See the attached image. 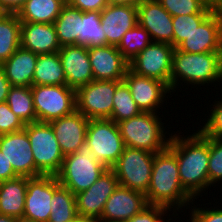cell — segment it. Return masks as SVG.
<instances>
[{
    "mask_svg": "<svg viewBox=\"0 0 222 222\" xmlns=\"http://www.w3.org/2000/svg\"><path fill=\"white\" fill-rule=\"evenodd\" d=\"M168 148L177 158L181 185L196 199L201 191L209 187L210 137L204 136L199 130L187 137L171 134Z\"/></svg>",
    "mask_w": 222,
    "mask_h": 222,
    "instance_id": "obj_1",
    "label": "cell"
},
{
    "mask_svg": "<svg viewBox=\"0 0 222 222\" xmlns=\"http://www.w3.org/2000/svg\"><path fill=\"white\" fill-rule=\"evenodd\" d=\"M145 195L148 205L173 208L175 214L176 210L188 209L187 205L193 203L194 198L181 185L177 158L168 147L154 155L151 181Z\"/></svg>",
    "mask_w": 222,
    "mask_h": 222,
    "instance_id": "obj_2",
    "label": "cell"
},
{
    "mask_svg": "<svg viewBox=\"0 0 222 222\" xmlns=\"http://www.w3.org/2000/svg\"><path fill=\"white\" fill-rule=\"evenodd\" d=\"M170 76L171 92L176 91L179 80L202 86L222 81L221 52L186 53L174 48Z\"/></svg>",
    "mask_w": 222,
    "mask_h": 222,
    "instance_id": "obj_3",
    "label": "cell"
},
{
    "mask_svg": "<svg viewBox=\"0 0 222 222\" xmlns=\"http://www.w3.org/2000/svg\"><path fill=\"white\" fill-rule=\"evenodd\" d=\"M161 121L156 113L141 112L117 124L126 147L157 153L166 149L171 139L165 137Z\"/></svg>",
    "mask_w": 222,
    "mask_h": 222,
    "instance_id": "obj_4",
    "label": "cell"
},
{
    "mask_svg": "<svg viewBox=\"0 0 222 222\" xmlns=\"http://www.w3.org/2000/svg\"><path fill=\"white\" fill-rule=\"evenodd\" d=\"M106 169L108 168L103 163L94 158L85 141L77 152L64 157L62 167L56 177L60 185L76 195L87 190Z\"/></svg>",
    "mask_w": 222,
    "mask_h": 222,
    "instance_id": "obj_5",
    "label": "cell"
},
{
    "mask_svg": "<svg viewBox=\"0 0 222 222\" xmlns=\"http://www.w3.org/2000/svg\"><path fill=\"white\" fill-rule=\"evenodd\" d=\"M36 166V177L41 175L56 176L63 164L64 155L48 122L25 124L24 128Z\"/></svg>",
    "mask_w": 222,
    "mask_h": 222,
    "instance_id": "obj_6",
    "label": "cell"
},
{
    "mask_svg": "<svg viewBox=\"0 0 222 222\" xmlns=\"http://www.w3.org/2000/svg\"><path fill=\"white\" fill-rule=\"evenodd\" d=\"M155 153L125 147L118 161L111 167L119 185L147 193L150 185Z\"/></svg>",
    "mask_w": 222,
    "mask_h": 222,
    "instance_id": "obj_7",
    "label": "cell"
},
{
    "mask_svg": "<svg viewBox=\"0 0 222 222\" xmlns=\"http://www.w3.org/2000/svg\"><path fill=\"white\" fill-rule=\"evenodd\" d=\"M86 143L93 156L107 168H111L126 147L118 124L110 119H89Z\"/></svg>",
    "mask_w": 222,
    "mask_h": 222,
    "instance_id": "obj_8",
    "label": "cell"
},
{
    "mask_svg": "<svg viewBox=\"0 0 222 222\" xmlns=\"http://www.w3.org/2000/svg\"><path fill=\"white\" fill-rule=\"evenodd\" d=\"M38 122H50L76 110L75 90L67 85H32Z\"/></svg>",
    "mask_w": 222,
    "mask_h": 222,
    "instance_id": "obj_9",
    "label": "cell"
},
{
    "mask_svg": "<svg viewBox=\"0 0 222 222\" xmlns=\"http://www.w3.org/2000/svg\"><path fill=\"white\" fill-rule=\"evenodd\" d=\"M121 81L92 80L75 91L76 110L88 119H109L113 96Z\"/></svg>",
    "mask_w": 222,
    "mask_h": 222,
    "instance_id": "obj_10",
    "label": "cell"
},
{
    "mask_svg": "<svg viewBox=\"0 0 222 222\" xmlns=\"http://www.w3.org/2000/svg\"><path fill=\"white\" fill-rule=\"evenodd\" d=\"M173 51L169 43L152 41L129 62V69L137 75L160 80L170 88Z\"/></svg>",
    "mask_w": 222,
    "mask_h": 222,
    "instance_id": "obj_11",
    "label": "cell"
},
{
    "mask_svg": "<svg viewBox=\"0 0 222 222\" xmlns=\"http://www.w3.org/2000/svg\"><path fill=\"white\" fill-rule=\"evenodd\" d=\"M60 186L54 175L27 177V193L23 217L36 222H48L53 192Z\"/></svg>",
    "mask_w": 222,
    "mask_h": 222,
    "instance_id": "obj_12",
    "label": "cell"
},
{
    "mask_svg": "<svg viewBox=\"0 0 222 222\" xmlns=\"http://www.w3.org/2000/svg\"><path fill=\"white\" fill-rule=\"evenodd\" d=\"M118 185L115 172L111 168L106 169L87 190L75 195L77 214L99 220L107 199Z\"/></svg>",
    "mask_w": 222,
    "mask_h": 222,
    "instance_id": "obj_13",
    "label": "cell"
},
{
    "mask_svg": "<svg viewBox=\"0 0 222 222\" xmlns=\"http://www.w3.org/2000/svg\"><path fill=\"white\" fill-rule=\"evenodd\" d=\"M177 49L186 53L222 52V9L214 10Z\"/></svg>",
    "mask_w": 222,
    "mask_h": 222,
    "instance_id": "obj_14",
    "label": "cell"
},
{
    "mask_svg": "<svg viewBox=\"0 0 222 222\" xmlns=\"http://www.w3.org/2000/svg\"><path fill=\"white\" fill-rule=\"evenodd\" d=\"M0 150L18 176L36 177V166L25 129L0 135Z\"/></svg>",
    "mask_w": 222,
    "mask_h": 222,
    "instance_id": "obj_15",
    "label": "cell"
},
{
    "mask_svg": "<svg viewBox=\"0 0 222 222\" xmlns=\"http://www.w3.org/2000/svg\"><path fill=\"white\" fill-rule=\"evenodd\" d=\"M124 81L131 95L142 112L157 113V109L165 102L164 97L170 93V88L162 81L140 76L127 70Z\"/></svg>",
    "mask_w": 222,
    "mask_h": 222,
    "instance_id": "obj_16",
    "label": "cell"
},
{
    "mask_svg": "<svg viewBox=\"0 0 222 222\" xmlns=\"http://www.w3.org/2000/svg\"><path fill=\"white\" fill-rule=\"evenodd\" d=\"M148 206L146 195L118 185L107 199L99 222H126Z\"/></svg>",
    "mask_w": 222,
    "mask_h": 222,
    "instance_id": "obj_17",
    "label": "cell"
},
{
    "mask_svg": "<svg viewBox=\"0 0 222 222\" xmlns=\"http://www.w3.org/2000/svg\"><path fill=\"white\" fill-rule=\"evenodd\" d=\"M172 18L158 0H143L137 6L138 24L149 32L153 42H164L173 46Z\"/></svg>",
    "mask_w": 222,
    "mask_h": 222,
    "instance_id": "obj_18",
    "label": "cell"
},
{
    "mask_svg": "<svg viewBox=\"0 0 222 222\" xmlns=\"http://www.w3.org/2000/svg\"><path fill=\"white\" fill-rule=\"evenodd\" d=\"M94 80L123 81L129 62L114 45L88 47Z\"/></svg>",
    "mask_w": 222,
    "mask_h": 222,
    "instance_id": "obj_19",
    "label": "cell"
},
{
    "mask_svg": "<svg viewBox=\"0 0 222 222\" xmlns=\"http://www.w3.org/2000/svg\"><path fill=\"white\" fill-rule=\"evenodd\" d=\"M58 53L68 87L76 91L94 80L87 46L80 44L64 45L61 46Z\"/></svg>",
    "mask_w": 222,
    "mask_h": 222,
    "instance_id": "obj_20",
    "label": "cell"
},
{
    "mask_svg": "<svg viewBox=\"0 0 222 222\" xmlns=\"http://www.w3.org/2000/svg\"><path fill=\"white\" fill-rule=\"evenodd\" d=\"M49 123L64 156L77 152L86 140L89 119L77 110Z\"/></svg>",
    "mask_w": 222,
    "mask_h": 222,
    "instance_id": "obj_21",
    "label": "cell"
},
{
    "mask_svg": "<svg viewBox=\"0 0 222 222\" xmlns=\"http://www.w3.org/2000/svg\"><path fill=\"white\" fill-rule=\"evenodd\" d=\"M101 27L106 45L117 46L123 35L137 23V6L108 4L101 12Z\"/></svg>",
    "mask_w": 222,
    "mask_h": 222,
    "instance_id": "obj_22",
    "label": "cell"
},
{
    "mask_svg": "<svg viewBox=\"0 0 222 222\" xmlns=\"http://www.w3.org/2000/svg\"><path fill=\"white\" fill-rule=\"evenodd\" d=\"M20 46L37 55L52 54L60 50L54 24L21 22Z\"/></svg>",
    "mask_w": 222,
    "mask_h": 222,
    "instance_id": "obj_23",
    "label": "cell"
},
{
    "mask_svg": "<svg viewBox=\"0 0 222 222\" xmlns=\"http://www.w3.org/2000/svg\"><path fill=\"white\" fill-rule=\"evenodd\" d=\"M38 55L21 46L1 64L11 86L31 87Z\"/></svg>",
    "mask_w": 222,
    "mask_h": 222,
    "instance_id": "obj_24",
    "label": "cell"
},
{
    "mask_svg": "<svg viewBox=\"0 0 222 222\" xmlns=\"http://www.w3.org/2000/svg\"><path fill=\"white\" fill-rule=\"evenodd\" d=\"M27 177L17 176L0 182V214L23 217Z\"/></svg>",
    "mask_w": 222,
    "mask_h": 222,
    "instance_id": "obj_25",
    "label": "cell"
},
{
    "mask_svg": "<svg viewBox=\"0 0 222 222\" xmlns=\"http://www.w3.org/2000/svg\"><path fill=\"white\" fill-rule=\"evenodd\" d=\"M66 0H27L17 13L21 22L53 24Z\"/></svg>",
    "mask_w": 222,
    "mask_h": 222,
    "instance_id": "obj_26",
    "label": "cell"
},
{
    "mask_svg": "<svg viewBox=\"0 0 222 222\" xmlns=\"http://www.w3.org/2000/svg\"><path fill=\"white\" fill-rule=\"evenodd\" d=\"M33 85H67L58 52L38 55L33 75Z\"/></svg>",
    "mask_w": 222,
    "mask_h": 222,
    "instance_id": "obj_27",
    "label": "cell"
},
{
    "mask_svg": "<svg viewBox=\"0 0 222 222\" xmlns=\"http://www.w3.org/2000/svg\"><path fill=\"white\" fill-rule=\"evenodd\" d=\"M81 21L82 12L79 9L67 3L62 7L61 13L53 23L61 46L79 45Z\"/></svg>",
    "mask_w": 222,
    "mask_h": 222,
    "instance_id": "obj_28",
    "label": "cell"
},
{
    "mask_svg": "<svg viewBox=\"0 0 222 222\" xmlns=\"http://www.w3.org/2000/svg\"><path fill=\"white\" fill-rule=\"evenodd\" d=\"M21 21L17 14L0 18V65L20 47Z\"/></svg>",
    "mask_w": 222,
    "mask_h": 222,
    "instance_id": "obj_29",
    "label": "cell"
},
{
    "mask_svg": "<svg viewBox=\"0 0 222 222\" xmlns=\"http://www.w3.org/2000/svg\"><path fill=\"white\" fill-rule=\"evenodd\" d=\"M6 103L24 124L37 122L31 87L11 86Z\"/></svg>",
    "mask_w": 222,
    "mask_h": 222,
    "instance_id": "obj_30",
    "label": "cell"
},
{
    "mask_svg": "<svg viewBox=\"0 0 222 222\" xmlns=\"http://www.w3.org/2000/svg\"><path fill=\"white\" fill-rule=\"evenodd\" d=\"M50 204L52 210L48 222H68L78 216L75 195L62 185L53 192Z\"/></svg>",
    "mask_w": 222,
    "mask_h": 222,
    "instance_id": "obj_31",
    "label": "cell"
},
{
    "mask_svg": "<svg viewBox=\"0 0 222 222\" xmlns=\"http://www.w3.org/2000/svg\"><path fill=\"white\" fill-rule=\"evenodd\" d=\"M141 112L131 95L130 88L124 80L121 81L117 85L113 96V111L109 119L118 123L122 120L132 118Z\"/></svg>",
    "mask_w": 222,
    "mask_h": 222,
    "instance_id": "obj_32",
    "label": "cell"
},
{
    "mask_svg": "<svg viewBox=\"0 0 222 222\" xmlns=\"http://www.w3.org/2000/svg\"><path fill=\"white\" fill-rule=\"evenodd\" d=\"M79 44L87 47L106 45V35L101 27L100 12H82Z\"/></svg>",
    "mask_w": 222,
    "mask_h": 222,
    "instance_id": "obj_33",
    "label": "cell"
},
{
    "mask_svg": "<svg viewBox=\"0 0 222 222\" xmlns=\"http://www.w3.org/2000/svg\"><path fill=\"white\" fill-rule=\"evenodd\" d=\"M152 42L149 32L138 23L127 31L116 48L130 62Z\"/></svg>",
    "mask_w": 222,
    "mask_h": 222,
    "instance_id": "obj_34",
    "label": "cell"
},
{
    "mask_svg": "<svg viewBox=\"0 0 222 222\" xmlns=\"http://www.w3.org/2000/svg\"><path fill=\"white\" fill-rule=\"evenodd\" d=\"M210 14H188L172 18L173 47L177 48Z\"/></svg>",
    "mask_w": 222,
    "mask_h": 222,
    "instance_id": "obj_35",
    "label": "cell"
},
{
    "mask_svg": "<svg viewBox=\"0 0 222 222\" xmlns=\"http://www.w3.org/2000/svg\"><path fill=\"white\" fill-rule=\"evenodd\" d=\"M171 15L211 14L215 9L207 7L201 0H158Z\"/></svg>",
    "mask_w": 222,
    "mask_h": 222,
    "instance_id": "obj_36",
    "label": "cell"
},
{
    "mask_svg": "<svg viewBox=\"0 0 222 222\" xmlns=\"http://www.w3.org/2000/svg\"><path fill=\"white\" fill-rule=\"evenodd\" d=\"M208 177L211 187L222 181V139L210 137V156L208 161Z\"/></svg>",
    "mask_w": 222,
    "mask_h": 222,
    "instance_id": "obj_37",
    "label": "cell"
},
{
    "mask_svg": "<svg viewBox=\"0 0 222 222\" xmlns=\"http://www.w3.org/2000/svg\"><path fill=\"white\" fill-rule=\"evenodd\" d=\"M210 112L207 116L209 118L199 131L206 137L222 139V100L215 101Z\"/></svg>",
    "mask_w": 222,
    "mask_h": 222,
    "instance_id": "obj_38",
    "label": "cell"
},
{
    "mask_svg": "<svg viewBox=\"0 0 222 222\" xmlns=\"http://www.w3.org/2000/svg\"><path fill=\"white\" fill-rule=\"evenodd\" d=\"M25 124L9 108L6 102L0 103V135L20 131Z\"/></svg>",
    "mask_w": 222,
    "mask_h": 222,
    "instance_id": "obj_39",
    "label": "cell"
},
{
    "mask_svg": "<svg viewBox=\"0 0 222 222\" xmlns=\"http://www.w3.org/2000/svg\"><path fill=\"white\" fill-rule=\"evenodd\" d=\"M171 209L160 205H148L126 222H165L163 216Z\"/></svg>",
    "mask_w": 222,
    "mask_h": 222,
    "instance_id": "obj_40",
    "label": "cell"
},
{
    "mask_svg": "<svg viewBox=\"0 0 222 222\" xmlns=\"http://www.w3.org/2000/svg\"><path fill=\"white\" fill-rule=\"evenodd\" d=\"M191 208V220L190 222H222V209L214 208V209H204V208H196V206H192ZM195 208V209H194Z\"/></svg>",
    "mask_w": 222,
    "mask_h": 222,
    "instance_id": "obj_41",
    "label": "cell"
},
{
    "mask_svg": "<svg viewBox=\"0 0 222 222\" xmlns=\"http://www.w3.org/2000/svg\"><path fill=\"white\" fill-rule=\"evenodd\" d=\"M66 3L81 12H101L108 5V0H66Z\"/></svg>",
    "mask_w": 222,
    "mask_h": 222,
    "instance_id": "obj_42",
    "label": "cell"
},
{
    "mask_svg": "<svg viewBox=\"0 0 222 222\" xmlns=\"http://www.w3.org/2000/svg\"><path fill=\"white\" fill-rule=\"evenodd\" d=\"M10 162L0 150V182L17 177Z\"/></svg>",
    "mask_w": 222,
    "mask_h": 222,
    "instance_id": "obj_43",
    "label": "cell"
},
{
    "mask_svg": "<svg viewBox=\"0 0 222 222\" xmlns=\"http://www.w3.org/2000/svg\"><path fill=\"white\" fill-rule=\"evenodd\" d=\"M27 0H0L1 6L8 14H17Z\"/></svg>",
    "mask_w": 222,
    "mask_h": 222,
    "instance_id": "obj_44",
    "label": "cell"
},
{
    "mask_svg": "<svg viewBox=\"0 0 222 222\" xmlns=\"http://www.w3.org/2000/svg\"><path fill=\"white\" fill-rule=\"evenodd\" d=\"M10 87L11 84L6 78L5 73L0 65V103L6 102Z\"/></svg>",
    "mask_w": 222,
    "mask_h": 222,
    "instance_id": "obj_45",
    "label": "cell"
},
{
    "mask_svg": "<svg viewBox=\"0 0 222 222\" xmlns=\"http://www.w3.org/2000/svg\"><path fill=\"white\" fill-rule=\"evenodd\" d=\"M143 0H108L111 5H133L138 6Z\"/></svg>",
    "mask_w": 222,
    "mask_h": 222,
    "instance_id": "obj_46",
    "label": "cell"
},
{
    "mask_svg": "<svg viewBox=\"0 0 222 222\" xmlns=\"http://www.w3.org/2000/svg\"><path fill=\"white\" fill-rule=\"evenodd\" d=\"M68 222H99V221L94 218H86V217H81L78 215L76 218Z\"/></svg>",
    "mask_w": 222,
    "mask_h": 222,
    "instance_id": "obj_47",
    "label": "cell"
},
{
    "mask_svg": "<svg viewBox=\"0 0 222 222\" xmlns=\"http://www.w3.org/2000/svg\"><path fill=\"white\" fill-rule=\"evenodd\" d=\"M0 222H17V218L0 214Z\"/></svg>",
    "mask_w": 222,
    "mask_h": 222,
    "instance_id": "obj_48",
    "label": "cell"
},
{
    "mask_svg": "<svg viewBox=\"0 0 222 222\" xmlns=\"http://www.w3.org/2000/svg\"><path fill=\"white\" fill-rule=\"evenodd\" d=\"M213 1V9H222V0H212Z\"/></svg>",
    "mask_w": 222,
    "mask_h": 222,
    "instance_id": "obj_49",
    "label": "cell"
},
{
    "mask_svg": "<svg viewBox=\"0 0 222 222\" xmlns=\"http://www.w3.org/2000/svg\"><path fill=\"white\" fill-rule=\"evenodd\" d=\"M207 7L213 8V1L212 0H201Z\"/></svg>",
    "mask_w": 222,
    "mask_h": 222,
    "instance_id": "obj_50",
    "label": "cell"
},
{
    "mask_svg": "<svg viewBox=\"0 0 222 222\" xmlns=\"http://www.w3.org/2000/svg\"><path fill=\"white\" fill-rule=\"evenodd\" d=\"M17 222H36V221L27 219L25 217H20V218H17Z\"/></svg>",
    "mask_w": 222,
    "mask_h": 222,
    "instance_id": "obj_51",
    "label": "cell"
},
{
    "mask_svg": "<svg viewBox=\"0 0 222 222\" xmlns=\"http://www.w3.org/2000/svg\"><path fill=\"white\" fill-rule=\"evenodd\" d=\"M7 13L6 11L4 10V8L1 6L0 4V18H2L3 16H5Z\"/></svg>",
    "mask_w": 222,
    "mask_h": 222,
    "instance_id": "obj_52",
    "label": "cell"
}]
</instances>
